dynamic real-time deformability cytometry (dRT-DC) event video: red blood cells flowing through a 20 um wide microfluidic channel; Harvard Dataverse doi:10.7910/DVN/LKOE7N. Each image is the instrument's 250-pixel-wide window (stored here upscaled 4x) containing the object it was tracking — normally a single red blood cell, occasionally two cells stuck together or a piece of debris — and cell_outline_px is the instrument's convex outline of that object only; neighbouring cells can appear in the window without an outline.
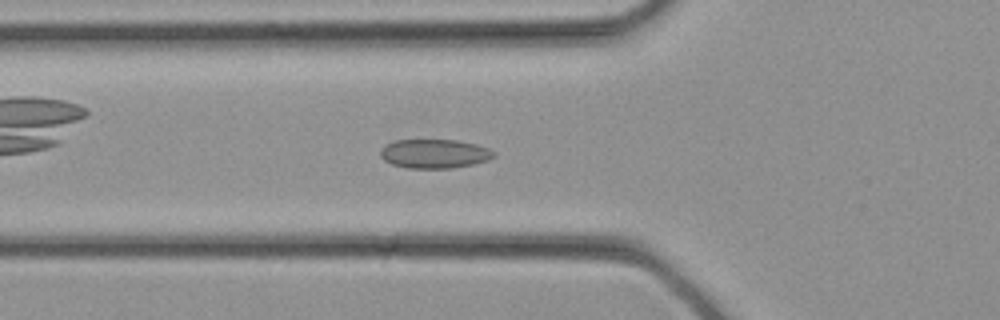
{"species": "common noctule bat (a hibernating species)", "species_latin": "Nyctalus noctula", "temperature_condition": "cold", "stored_images_in_passage": 32, "camera_frame_rate_fps": 3000, "um_per_image_px": 0.085, "animal": {"sex": "female", "body_mass_g": 21.9}, "frame": {"image": 1, "passage_image": 11, "time_ms": 3.333, "image_size_px": [1000, 320], "cell_outline_px": [[496, 156], [488, 160], [472, 164], [452, 168], [408, 168], [392, 164], [384, 160], [380, 156], [380, 148], [384, 144], [396, 140], [456, 140], [476, 144], [488, 148], [496, 152]], "centroid_in_image_um": [36.92, 13.06], "position_along_channel_um": 88.9, "area_um2": 19.31}}
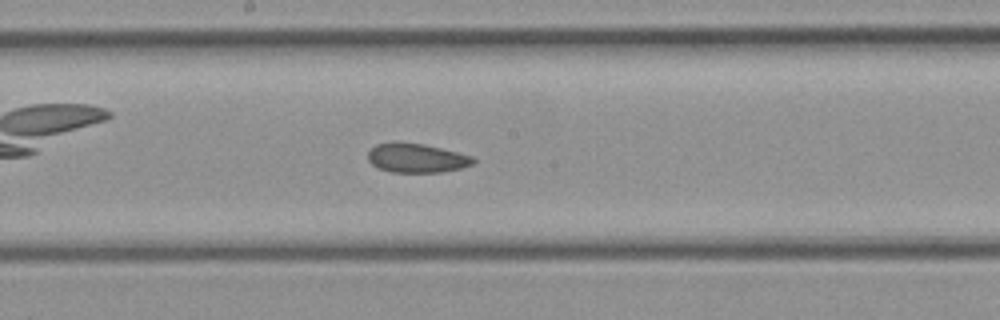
{"frame": {"image": 2, "passage_image": 17, "time_ms": 5.333, "image_size_px": [1000, 320], "cell_outline_px": [[476, 160], [472, 164], [460, 168], [440, 172], [392, 172], [376, 168], [368, 160], [368, 152], [376, 144], [396, 140], [424, 144], [472, 156]], "centroid_in_image_um": [35.35, 13.41], "position_along_channel_um": 212.9, "area_um2": 18.03}}
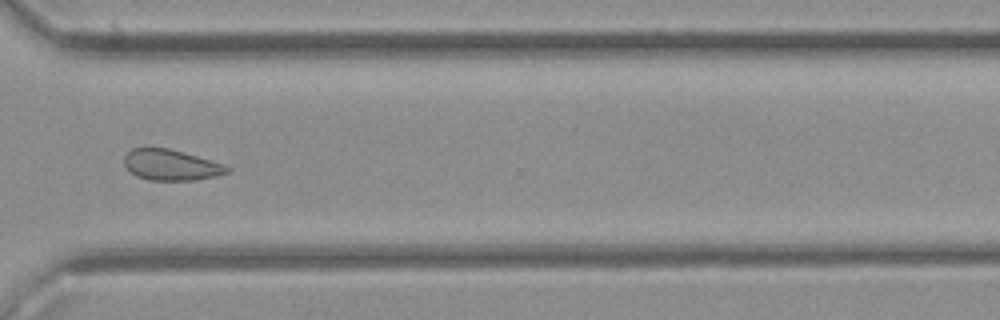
{"frame": {"image": 3, "passage_image": 24, "time_ms": 7.667, "image_size_px": [1000, 320], "cell_outline_px": [[232, 168], [228, 172], [216, 176], [196, 180], [148, 180], [136, 176], [124, 164], [124, 156], [132, 148], [168, 148], [224, 164]], "centroid_in_image_um": [14.54, 14.03], "position_along_channel_um": 356.1, "area_um2": 18.32}}